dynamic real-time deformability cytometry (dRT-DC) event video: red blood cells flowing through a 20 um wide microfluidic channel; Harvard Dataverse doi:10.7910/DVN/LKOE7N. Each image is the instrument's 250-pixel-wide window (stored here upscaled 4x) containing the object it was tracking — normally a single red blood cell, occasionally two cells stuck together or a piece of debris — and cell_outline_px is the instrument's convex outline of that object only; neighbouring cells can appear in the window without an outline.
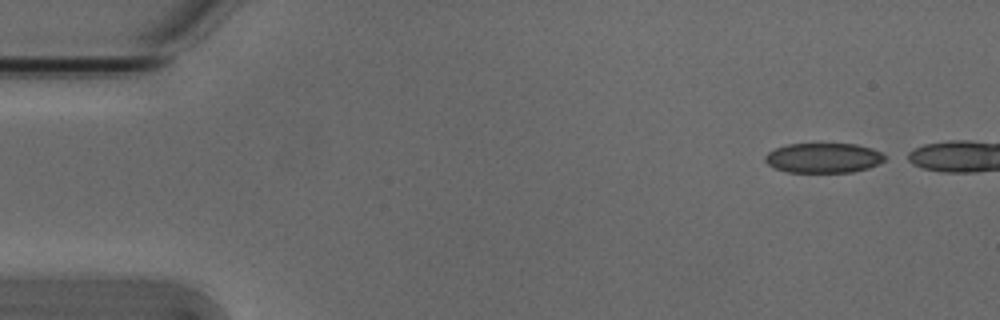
{"species": "Egyptian fruit bat (a non-hibernating species)", "species_latin": "Rousettus aegyptiacus", "temperature_condition": "cold", "stored_images_in_passage": 6, "camera_frame_rate_fps": 3000, "um_per_image_px": 0.085, "animal": {"sex": "male"}, "frame": {"image": 1, "passage_image": 1, "time_ms": 0.0, "image_size_px": [1000, 320], "cell_outline_px": [[888, 156], [884, 160], [868, 168], [852, 172], [788, 172], [772, 168], [764, 160], [764, 156], [768, 152], [776, 148], [788, 144], [856, 144], [872, 148]], "centroid_in_image_um": [69.97, 13.42], "position_along_channel_um": 15.0, "area_um2": 20.87}}